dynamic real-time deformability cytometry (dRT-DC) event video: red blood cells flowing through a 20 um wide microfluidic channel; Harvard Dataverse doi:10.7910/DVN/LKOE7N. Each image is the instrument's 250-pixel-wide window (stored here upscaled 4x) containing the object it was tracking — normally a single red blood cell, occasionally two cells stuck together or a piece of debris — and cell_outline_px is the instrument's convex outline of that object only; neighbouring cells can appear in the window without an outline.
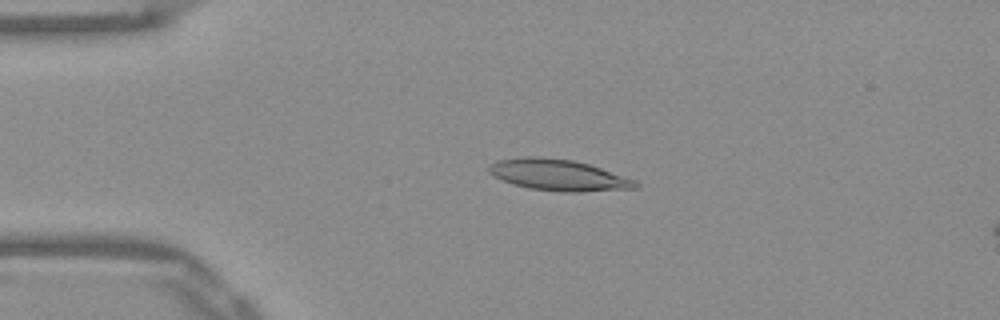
{"species": "Egyptian fruit bat (a non-hibernating species)", "species_latin": "Rousettus aegyptiacus", "temperature_condition": "warm", "stored_images_in_passage": 52, "camera_frame_rate_fps": 3000, "um_per_image_px": 0.085, "frame": {"image": 1, "passage_image": 12, "time_ms": 3.667, "image_size_px": [1000, 320], "cell_outline_px": [[640, 184], [636, 188], [580, 192], [564, 192], [528, 188], [512, 184], [492, 176], [488, 172], [488, 168], [496, 160], [520, 156], [540, 156], [572, 160], [588, 164], [636, 180]], "centroid_in_image_um": [47.42, 14.87], "position_along_channel_um": 37.6, "area_um2": 26.82}}
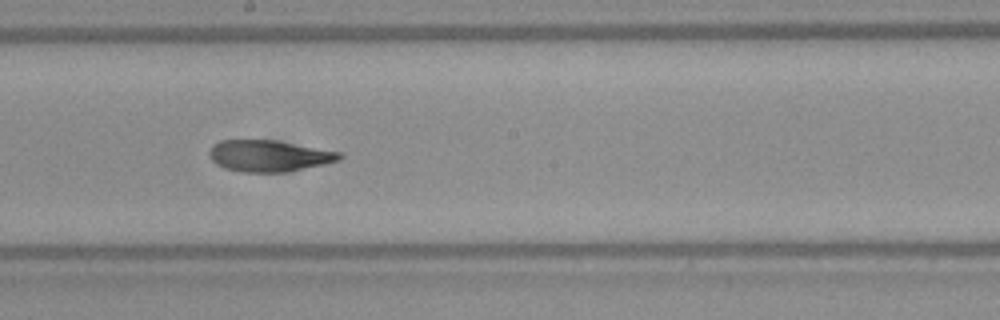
{"frame": {"image": 2, "passage_image": 29, "time_ms": 9.333, "image_size_px": [1000, 320], "cell_outline_px": [[344, 156], [340, 160], [324, 164], [284, 172], [240, 172], [224, 168], [216, 164], [212, 160], [208, 152], [212, 144], [220, 140], [276, 140], [344, 152]], "centroid_in_image_um": [22.88, 13.24], "position_along_channel_um": 225.3, "area_um2": 24.1}}
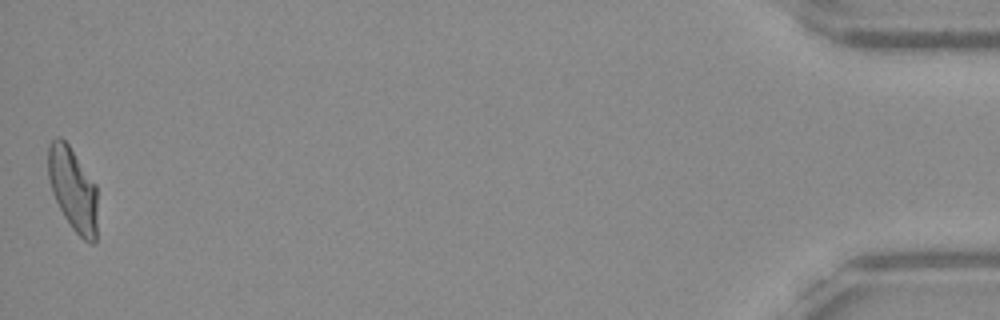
{"frame": {"image": 3, "passage_image": 52, "time_ms": 17.0, "image_size_px": [1000, 320], "cell_outline_px": [[96, 240], [92, 244], [84, 240], [72, 228], [64, 216], [52, 192], [48, 176], [48, 144], [56, 136], [60, 136], [68, 144], [96, 184]], "centroid_in_image_um": [6.19, 16.06], "position_along_channel_um": 429.0, "area_um2": 23.81}, "authors_computed_cell_mechanics": {"area_um2": 24.3338, "velocity_mm_per_s": 3.8938, "shape_relaxation_time_tau1_ms": null, "shape_relaxation_time_tau2_ms": 1.6363, "deformation_change_tau1": null, "deformation_change_tau2": 0.0876}}